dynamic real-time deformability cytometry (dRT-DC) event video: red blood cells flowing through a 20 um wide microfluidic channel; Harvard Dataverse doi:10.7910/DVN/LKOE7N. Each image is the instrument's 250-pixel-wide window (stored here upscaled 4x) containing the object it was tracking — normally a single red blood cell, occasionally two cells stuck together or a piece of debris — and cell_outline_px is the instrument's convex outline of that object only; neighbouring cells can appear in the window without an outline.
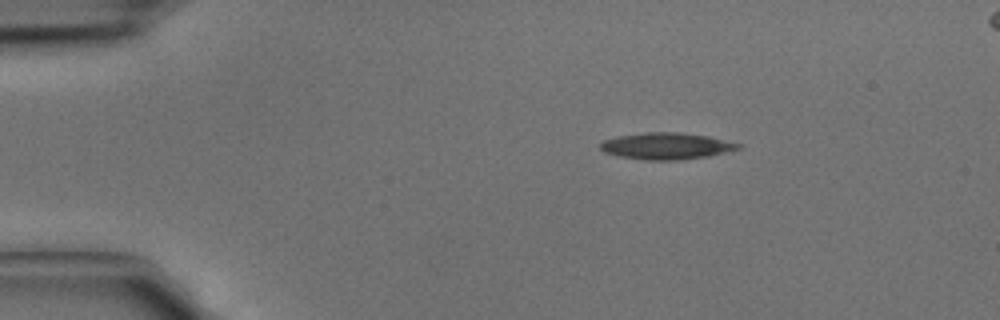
{"species": "common noctule bat (a hibernating species)", "species_latin": "Nyctalus noctula", "temperature_condition": "cold", "stored_images_in_passage": 36, "camera_frame_rate_fps": 3000, "um_per_image_px": 0.085, "animal": {"sex": "male", "body_mass_g": 15.6}, "frame": {"image": 1, "passage_image": 1, "time_ms": 0.0, "image_size_px": [1000, 320], "cell_outline_px": [[744, 144], [740, 148], [708, 156], [676, 160], [644, 160], [616, 156], [604, 152], [600, 148], [600, 144], [604, 140], [616, 136], [644, 132], [680, 132], [708, 136]], "centroid_in_image_um": [56.62, 12.4], "position_along_channel_um": 28.4, "area_um2": 21.5}}
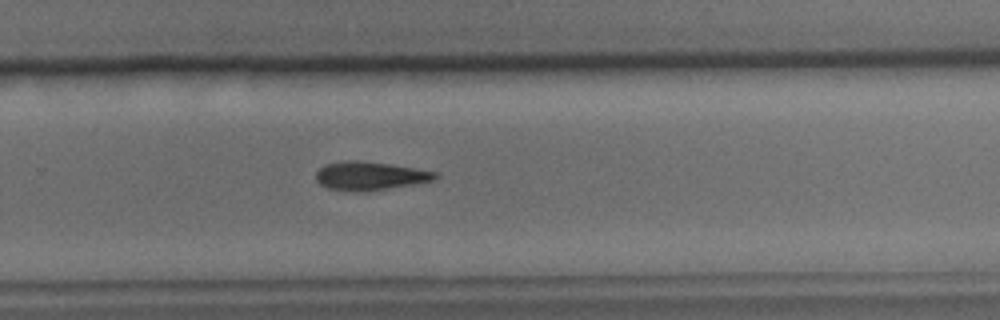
{"frame": {"image": 2, "passage_image": 22, "time_ms": 7.0, "image_size_px": [1000, 320], "cell_outline_px": [[440, 176], [436, 180], [364, 192], [352, 192], [328, 188], [320, 184], [316, 180], [316, 172], [324, 164], [344, 160], [360, 160], [392, 164], [440, 172]], "centroid_in_image_um": [31.47, 14.94], "position_along_channel_um": 298.3, "area_um2": 20.17}}
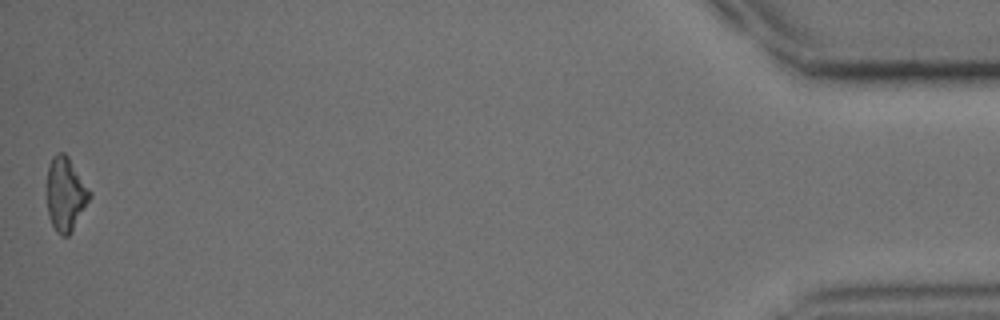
{"frame": {"image": 3, "passage_image": 36, "time_ms": 11.667, "image_size_px": [1000, 320], "cell_outline_px": [[92, 196], [72, 232], [68, 236], [64, 236], [56, 232], [52, 224], [48, 212], [48, 164], [52, 156], [56, 152], [64, 152], [68, 156], [92, 192]], "centroid_in_image_um": [5.6, 16.48], "position_along_channel_um": 429.6, "area_um2": 18.44}}